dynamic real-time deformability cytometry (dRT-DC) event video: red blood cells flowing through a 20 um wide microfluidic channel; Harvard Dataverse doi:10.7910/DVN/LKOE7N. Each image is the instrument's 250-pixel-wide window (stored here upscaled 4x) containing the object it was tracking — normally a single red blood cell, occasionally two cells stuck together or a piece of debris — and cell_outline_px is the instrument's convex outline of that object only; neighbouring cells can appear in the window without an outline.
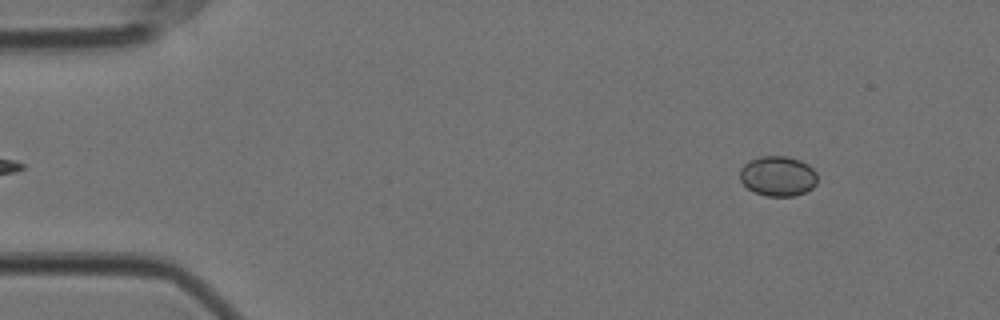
{"species": "Egyptian fruit bat (a non-hibernating species)", "species_latin": "Rousettus aegyptiacus", "temperature_condition": "cold", "stored_images_in_passage": 24, "camera_frame_rate_fps": 3000, "um_per_image_px": 0.085, "animal": {"sex": "female"}, "frame": {"image": 1, "passage_image": 5, "time_ms": 1.333, "image_size_px": [1000, 320], "cell_outline_px": [[816, 184], [812, 188], [796, 196], [764, 196], [748, 188], [740, 180], [740, 168], [748, 160], [760, 156], [788, 156], [800, 160], [808, 164], [816, 172]], "centroid_in_image_um": [66.11, 14.96], "position_along_channel_um": 18.9, "area_um2": 18.21}}
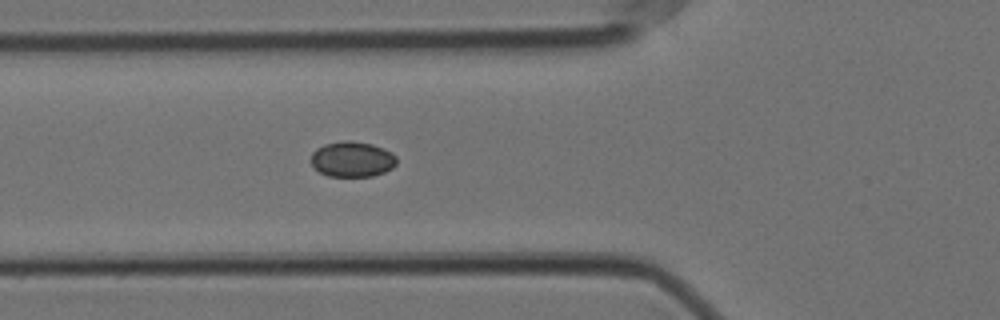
{"frame": {"image": 2, "passage_image": 19, "time_ms": 6.0, "image_size_px": [1000, 320], "cell_outline_px": [[396, 164], [392, 168], [384, 172], [372, 176], [328, 176], [320, 172], [308, 160], [312, 152], [316, 148], [324, 144], [340, 140], [352, 140], [372, 144], [384, 148], [392, 152], [396, 156]], "centroid_in_image_um": [29.92, 13.51], "position_along_channel_um": 95.9, "area_um2": 17.98}}
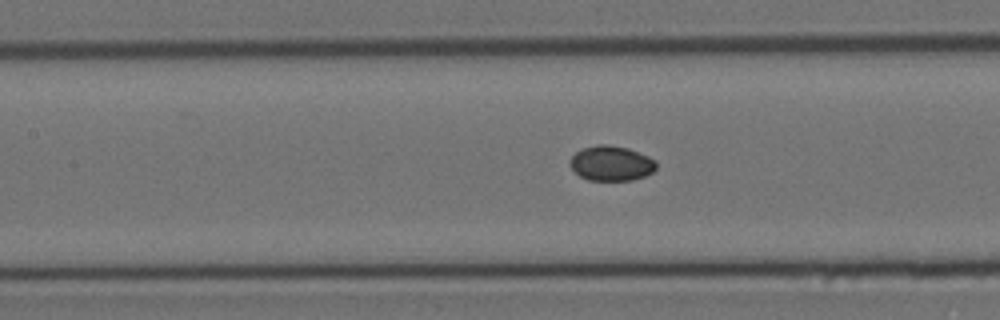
{"frame": {"image": 3, "passage_image": 24, "time_ms": 7.667, "image_size_px": [1000, 320], "cell_outline_px": [[656, 168], [652, 172], [644, 176], [632, 180], [588, 180], [580, 176], [568, 164], [568, 160], [580, 148], [596, 144], [608, 144], [628, 148], [648, 156], [656, 160]], "centroid_in_image_um": [51.93, 13.86], "position_along_channel_um": 155.5, "area_um2": 17.74}}